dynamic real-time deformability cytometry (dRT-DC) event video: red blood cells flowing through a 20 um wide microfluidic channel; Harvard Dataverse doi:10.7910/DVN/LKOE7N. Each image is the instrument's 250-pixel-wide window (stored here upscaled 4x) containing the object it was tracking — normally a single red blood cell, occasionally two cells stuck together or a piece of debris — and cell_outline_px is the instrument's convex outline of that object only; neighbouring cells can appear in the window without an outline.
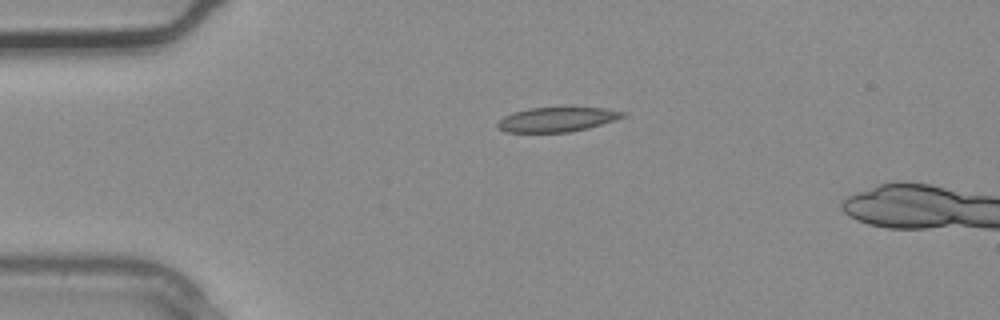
{"species": "common noctule bat (a hibernating species)", "species_latin": "Nyctalus noctula", "temperature_condition": "warm", "stored_images_in_passage": 2, "camera_frame_rate_fps": 3000, "um_per_image_px": 0.085, "animal": {"sex": "male", "body_mass_g": 20.4}, "frame": {"image": 1, "passage_image": 2, "time_ms": 0.333, "image_size_px": [1000, 320], "cell_outline_px": [[628, 112], [624, 116], [616, 120], [588, 128], [568, 132], [504, 132], [496, 124], [504, 116], [512, 112], [528, 108], [564, 104], [604, 108]], "centroid_in_image_um": [47.39, 10.09], "position_along_channel_um": 37.6, "area_um2": 18.9}}